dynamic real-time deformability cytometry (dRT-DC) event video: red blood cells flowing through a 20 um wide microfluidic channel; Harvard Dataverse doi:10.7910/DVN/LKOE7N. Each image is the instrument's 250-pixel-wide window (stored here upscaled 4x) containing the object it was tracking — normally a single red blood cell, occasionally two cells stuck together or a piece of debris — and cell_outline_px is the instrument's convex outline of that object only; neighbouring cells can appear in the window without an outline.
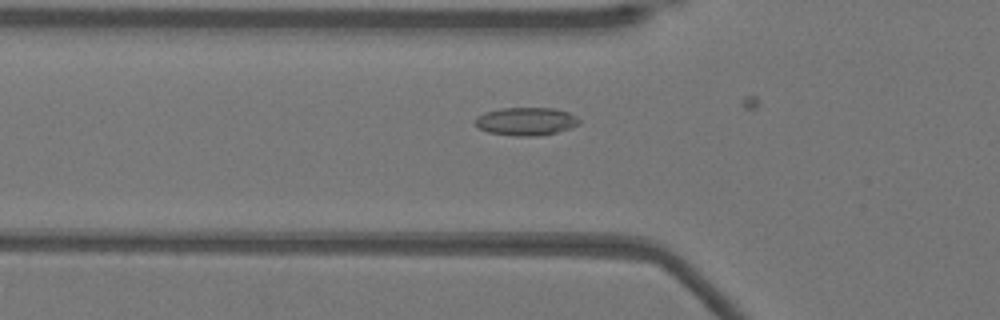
{"species": "Egyptian fruit bat (a non-hibernating species)", "species_latin": "Rousettus aegyptiacus", "temperature_condition": "warm", "stored_images_in_passage": 8, "camera_frame_rate_fps": 3000, "um_per_image_px": 0.085, "animal": {"sex": "female"}, "frame": {"image": 1, "passage_image": 6, "time_ms": 1.667, "image_size_px": [1000, 320], "cell_outline_px": [[580, 124], [572, 128], [556, 132], [536, 136], [516, 136], [488, 132], [480, 128], [476, 124], [476, 116], [484, 112], [500, 108], [552, 108], [568, 112], [576, 116], [580, 120]], "centroid_in_image_um": [44.73, 10.31], "position_along_channel_um": 81.1, "area_um2": 16.99}}